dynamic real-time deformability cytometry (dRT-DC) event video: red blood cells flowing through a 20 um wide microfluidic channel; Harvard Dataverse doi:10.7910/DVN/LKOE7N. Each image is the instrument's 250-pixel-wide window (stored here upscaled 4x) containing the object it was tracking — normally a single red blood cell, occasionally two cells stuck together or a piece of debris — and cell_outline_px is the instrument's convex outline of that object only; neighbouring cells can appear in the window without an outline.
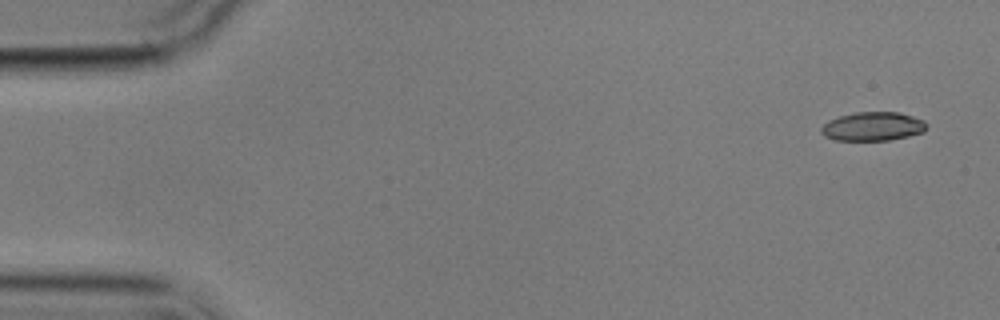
{"species": "common noctule bat (a hibernating species)", "species_latin": "Nyctalus noctula", "temperature_condition": "cold", "stored_images_in_passage": 5, "camera_frame_rate_fps": 3000, "um_per_image_px": 0.085, "animal": {"sex": "male", "body_mass_g": 17.9}, "frame": {"image": 1, "passage_image": 1, "time_ms": 0.0, "image_size_px": [1000, 320], "cell_outline_px": [[928, 128], [924, 132], [908, 136], [888, 140], [836, 140], [824, 136], [820, 132], [820, 128], [828, 120], [840, 116], [856, 112], [900, 112], [924, 120], [928, 124]], "centroid_in_image_um": [74.21, 10.74], "position_along_channel_um": 10.8, "area_um2": 17.8}}
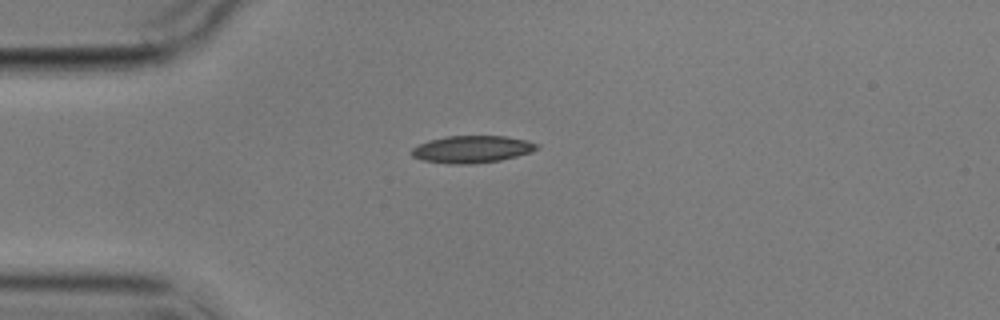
{"frame": {"image": 2, "passage_image": 3, "time_ms": 3.667, "image_size_px": [1000, 320], "cell_outline_px": [[540, 144], [532, 152], [500, 160], [468, 164], [448, 164], [424, 160], [412, 156], [412, 148], [428, 140], [448, 136], [508, 136], [528, 140]], "centroid_in_image_um": [40.14, 12.68], "position_along_channel_um": 44.9, "area_um2": 19.77}}